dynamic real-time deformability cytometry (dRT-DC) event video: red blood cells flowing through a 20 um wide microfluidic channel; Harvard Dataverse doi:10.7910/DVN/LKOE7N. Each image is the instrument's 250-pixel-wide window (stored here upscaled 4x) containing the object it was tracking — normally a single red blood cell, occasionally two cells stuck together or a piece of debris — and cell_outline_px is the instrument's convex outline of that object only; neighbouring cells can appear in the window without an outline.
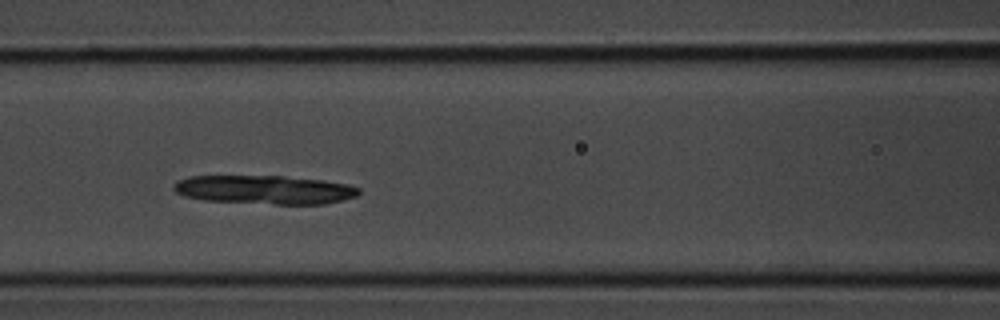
{"species": "common noctule bat (a hibernating species)", "species_latin": "Nyctalus noctula", "temperature_condition": "room temperature", "stored_images_in_passage": 30, "camera_frame_rate_fps": 3000, "um_per_image_px": 0.085, "animal": {"sex": "male", "body_mass_g": 20.1, "forearm_length_mm": 53.5}, "frame": {"image": 1, "passage_image": 6, "time_ms": 1.667, "image_size_px": [1000, 320], "cell_outline_px": [[360, 192], [356, 196], [344, 200], [324, 204], [276, 204], [204, 200], [184, 196], [176, 192], [172, 188], [172, 184], [176, 180], [188, 176], [284, 176], [324, 180], [344, 184], [360, 188]], "centroid_in_image_um": [22.46, 16.12], "position_along_channel_um": 144.1, "area_um2": 31.1}}
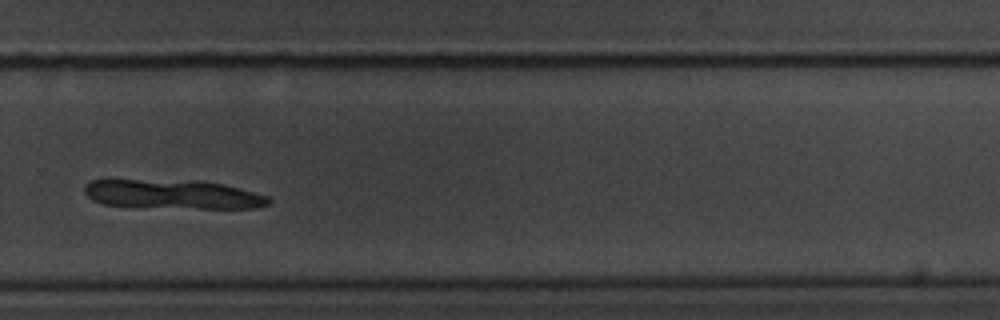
{"frame": {"image": 2, "passage_image": 17, "time_ms": 5.333, "image_size_px": [1000, 320], "cell_outline_px": [[272, 200], [268, 204], [252, 208], [200, 208], [104, 204], [92, 200], [84, 192], [84, 188], [92, 180], [200, 180], [224, 184], [268, 196]], "centroid_in_image_um": [14.74, 16.5], "position_along_channel_um": 315.1, "area_um2": 30.75}}
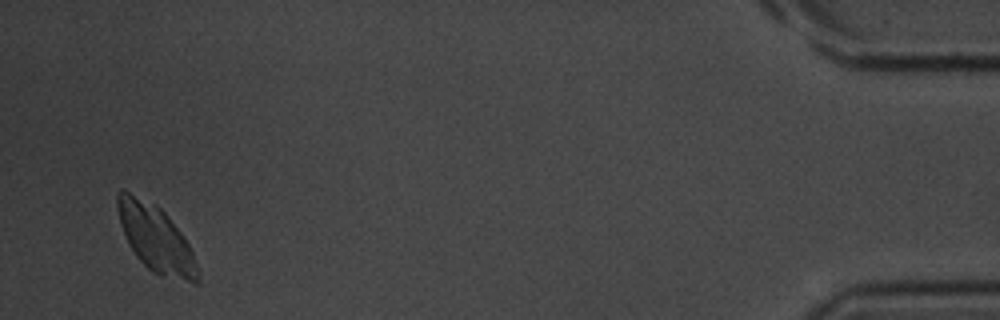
{"frame": {"image": 3, "passage_image": 29, "time_ms": 9.333, "image_size_px": [1000, 320], "cell_outline_px": [[200, 284], [196, 284], [160, 276], [152, 272], [136, 256], [128, 244], [120, 224], [116, 204], [116, 196], [120, 188], [124, 188], [156, 204], [164, 212], [184, 236], [192, 252], [200, 276]], "centroid_in_image_um": [13.23, 20.27], "position_along_channel_um": 422.0, "area_um2": 31.5}}